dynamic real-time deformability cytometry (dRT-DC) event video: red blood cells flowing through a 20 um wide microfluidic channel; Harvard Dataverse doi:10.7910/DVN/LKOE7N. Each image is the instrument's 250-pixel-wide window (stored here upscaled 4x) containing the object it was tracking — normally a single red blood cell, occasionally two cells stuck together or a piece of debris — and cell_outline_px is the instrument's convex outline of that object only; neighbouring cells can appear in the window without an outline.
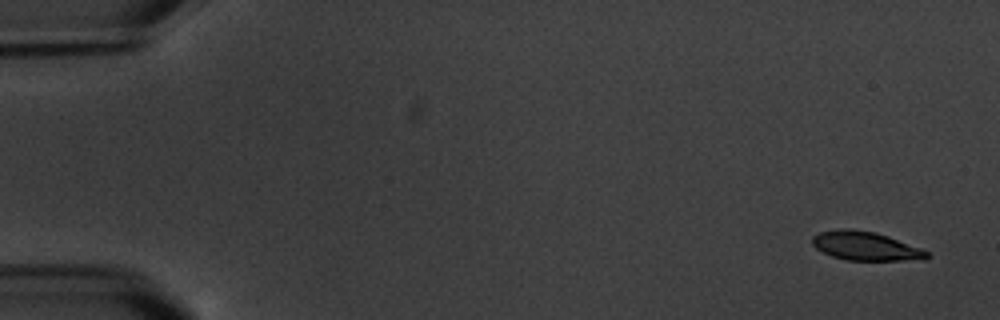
{"species": "common noctule bat (a hibernating species)", "species_latin": "Nyctalus noctula", "temperature_condition": "warm", "stored_images_in_passage": 6, "camera_frame_rate_fps": 3000, "um_per_image_px": 0.085, "animal": {"sex": "male", "body_mass_g": 20.1, "forearm_length_mm": 53.5}, "frame": {"image": 1, "passage_image": 1, "time_ms": 0.0, "image_size_px": [1000, 320], "cell_outline_px": [[932, 256], [924, 260], [848, 260], [832, 256], [816, 248], [812, 244], [812, 236], [820, 232], [844, 228], [852, 228], [876, 232], [888, 236], [920, 248], [928, 252]], "centroid_in_image_um": [73.59, 20.91], "position_along_channel_um": 11.4, "area_um2": 19.25}}
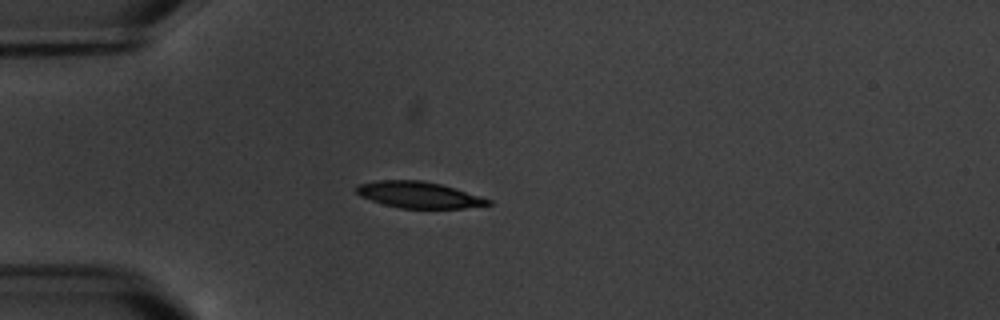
{"frame": {"image": 2, "passage_image": 4, "time_ms": 4.667, "image_size_px": [1000, 320], "cell_outline_px": [[492, 204], [464, 208], [400, 208], [384, 204], [360, 196], [356, 192], [356, 184], [376, 180], [420, 180], [440, 184], [456, 188], [492, 200]], "centroid_in_image_um": [35.59, 16.55], "position_along_channel_um": 49.4, "area_um2": 20.17}}